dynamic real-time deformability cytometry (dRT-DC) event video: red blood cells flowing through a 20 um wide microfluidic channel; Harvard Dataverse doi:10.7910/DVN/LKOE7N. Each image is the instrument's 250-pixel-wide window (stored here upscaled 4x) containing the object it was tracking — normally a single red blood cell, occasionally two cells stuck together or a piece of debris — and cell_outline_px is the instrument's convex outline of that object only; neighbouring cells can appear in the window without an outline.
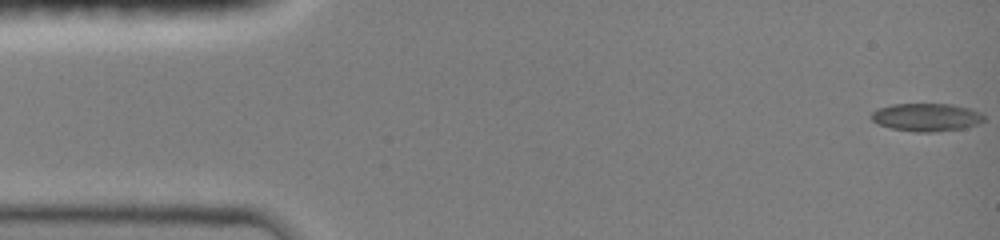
{"species": "common noctule bat (a hibernating species)", "species_latin": "Nyctalus noctula", "temperature_condition": "room temperature", "stored_images_in_passage": 47, "camera_frame_rate_fps": 3000, "um_per_image_px": 0.085, "animal": {"sex": "female", "body_mass_g": 19.0, "forearm_length_mm": 51.5}, "frame": {"image": 1, "passage_image": 1, "time_ms": 0.0, "image_size_px": [1000, 240], "cell_outline_px": [[984, 120], [976, 124], [964, 128], [932, 132], [916, 132], [892, 128], [880, 124], [872, 120], [872, 112], [876, 108], [892, 104], [952, 104], [968, 108], [980, 112], [984, 116]], "centroid_in_image_um": [78.74, 9.96], "position_along_channel_um": 6.3, "area_um2": 18.21}}
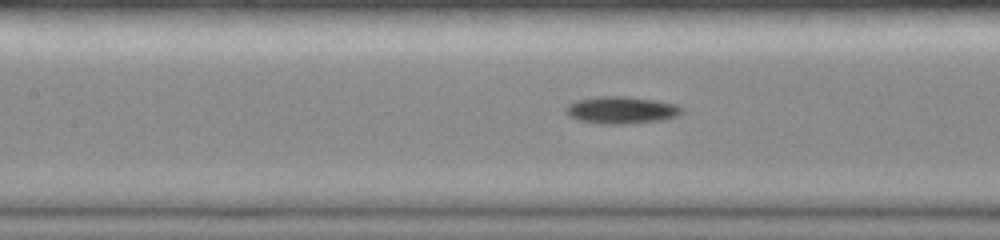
{"frame": {"image": 2, "passage_image": 21, "time_ms": 6.667, "image_size_px": [1000, 240], "cell_outline_px": [[684, 112], [676, 116], [664, 120], [628, 124], [600, 124], [580, 120], [568, 116], [564, 112], [564, 108], [568, 104], [576, 100], [600, 96], [624, 96], [656, 100], [676, 104]], "centroid_in_image_um": [52.79, 9.36], "position_along_channel_um": 154.6, "area_um2": 18.55}}
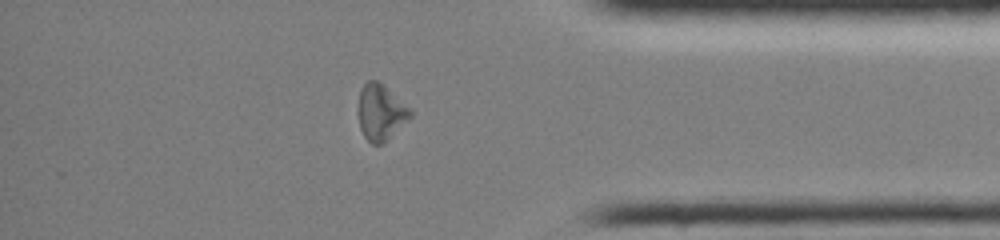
{"frame": {"image": 3, "passage_image": 40, "time_ms": 13.0, "image_size_px": [1000, 240], "cell_outline_px": [[412, 116], [380, 144], [372, 144], [364, 136], [360, 128], [356, 112], [356, 108], [360, 88], [368, 80], [376, 80], [384, 84], [412, 112]], "centroid_in_image_um": [32.28, 9.5], "position_along_channel_um": 402.9, "area_um2": 16.88}, "authors_computed_cell_mechanics": {"area_um2": 17.2822, "velocity_mm_per_s": 4.0834, "shape_relaxation_time_tau1_ms": 1.8319, "shape_relaxation_time_tau2_ms": null, "deformation_change_tau1": 0.1389, "deformation_change_tau2": null}}